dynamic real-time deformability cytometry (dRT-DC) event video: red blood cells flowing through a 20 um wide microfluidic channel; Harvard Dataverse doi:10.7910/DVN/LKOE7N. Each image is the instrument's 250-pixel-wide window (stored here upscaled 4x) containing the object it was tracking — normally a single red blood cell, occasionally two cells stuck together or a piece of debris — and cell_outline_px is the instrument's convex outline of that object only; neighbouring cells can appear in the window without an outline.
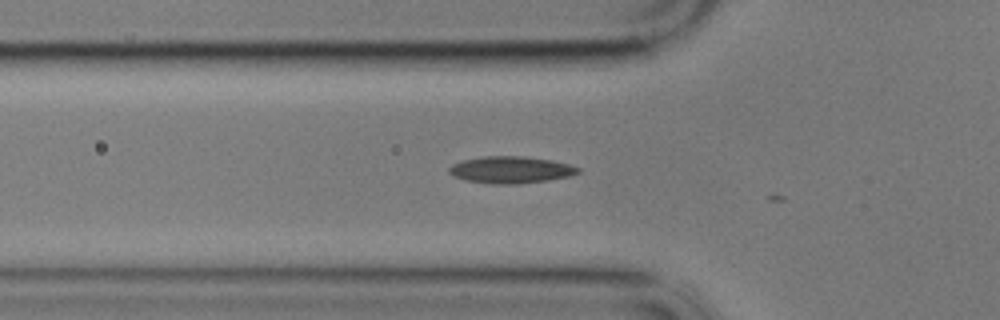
{"species": "common noctule bat (a hibernating species)", "species_latin": "Nyctalus noctula", "temperature_condition": "cold", "stored_images_in_passage": 5, "camera_frame_rate_fps": 3000, "um_per_image_px": 0.085, "animal": {"sex": "male", "body_mass_g": 17.9}, "frame": {"image": 1, "passage_image": 4, "time_ms": 1.0, "image_size_px": [1000, 320], "cell_outline_px": [[580, 172], [572, 176], [548, 180], [516, 184], [492, 184], [464, 180], [452, 176], [448, 172], [448, 168], [452, 164], [464, 160], [484, 156], [520, 156], [552, 160], [572, 164], [580, 168]], "centroid_in_image_um": [43.43, 14.44], "position_along_channel_um": 82.4, "area_um2": 20.4}}